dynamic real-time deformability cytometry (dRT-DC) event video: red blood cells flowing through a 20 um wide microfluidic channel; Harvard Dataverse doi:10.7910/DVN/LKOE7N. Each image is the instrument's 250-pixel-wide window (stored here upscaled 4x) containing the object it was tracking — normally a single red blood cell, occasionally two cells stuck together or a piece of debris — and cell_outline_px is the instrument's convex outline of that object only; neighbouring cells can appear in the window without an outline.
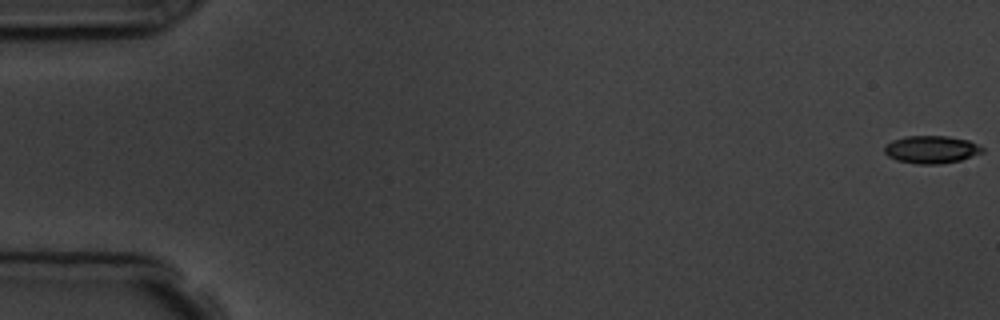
{"species": "common noctule bat (a hibernating species)", "species_latin": "Nyctalus noctula", "temperature_condition": "room temperature", "stored_images_in_passage": 8, "camera_frame_rate_fps": 3000, "um_per_image_px": 0.085, "animal": {"sex": "male", "body_mass_g": 19.5, "forearm_length_mm": 54.6}, "frame": {"image": 1, "passage_image": 1, "time_ms": 0.0, "image_size_px": [1000, 320], "cell_outline_px": [[984, 152], [960, 160], [940, 164], [916, 164], [896, 160], [888, 156], [884, 152], [884, 144], [892, 140], [904, 136], [948, 136], [968, 140], [984, 148]], "centroid_in_image_um": [79.13, 12.7], "position_along_channel_um": 5.9, "area_um2": 15.9}}
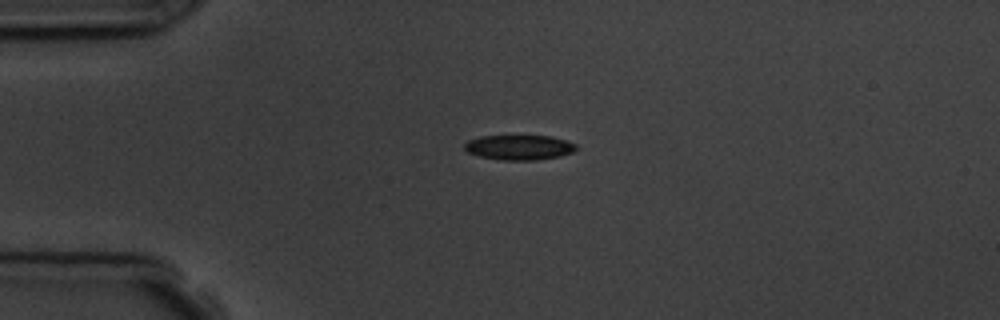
{"frame": {"image": 2, "passage_image": 5, "time_ms": 4.333, "image_size_px": [1000, 320], "cell_outline_px": [[580, 148], [572, 152], [560, 156], [536, 160], [500, 160], [480, 156], [468, 152], [464, 148], [464, 144], [468, 140], [480, 136], [552, 136], [576, 144]], "centroid_in_image_um": [44.15, 12.53], "position_along_channel_um": 40.9, "area_um2": 16.24}}